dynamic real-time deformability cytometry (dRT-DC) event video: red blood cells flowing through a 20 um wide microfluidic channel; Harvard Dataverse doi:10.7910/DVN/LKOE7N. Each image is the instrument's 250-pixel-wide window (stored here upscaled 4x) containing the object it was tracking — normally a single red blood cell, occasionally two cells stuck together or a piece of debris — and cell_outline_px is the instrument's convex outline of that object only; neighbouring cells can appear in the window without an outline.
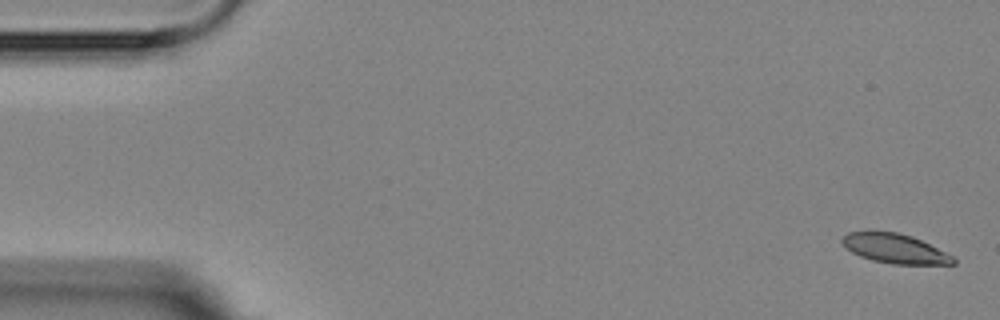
{"species": "Egyptian fruit bat (a non-hibernating species)", "species_latin": "Rousettus aegyptiacus", "temperature_condition": "room temperature", "stored_images_in_passage": 5, "camera_frame_rate_fps": 3000, "um_per_image_px": 0.085, "animal": {"sex": "female"}, "frame": {"image": 1, "passage_image": 1, "time_ms": 0.0, "image_size_px": [1000, 320], "cell_outline_px": [[956, 264], [892, 264], [872, 260], [860, 256], [844, 248], [840, 240], [848, 232], [896, 232], [912, 236], [952, 256], [956, 260]], "centroid_in_image_um": [76.02, 21.14], "position_along_channel_um": 9.0, "area_um2": 18.79}}
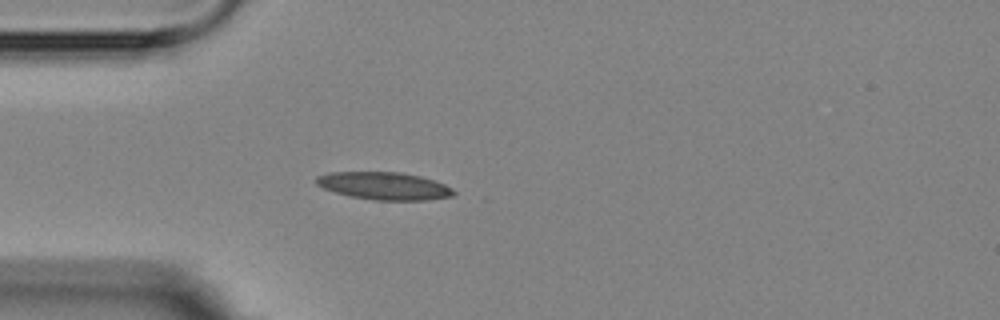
{"frame": {"image": 2, "passage_image": 5, "time_ms": 4.667, "image_size_px": [1000, 320], "cell_outline_px": [[456, 192], [452, 196], [428, 200], [376, 200], [352, 196], [336, 192], [324, 188], [316, 184], [316, 176], [328, 172], [400, 172], [420, 176], [444, 184], [452, 188]], "centroid_in_image_um": [32.66, 15.79], "position_along_channel_um": 52.3, "area_um2": 21.91}}